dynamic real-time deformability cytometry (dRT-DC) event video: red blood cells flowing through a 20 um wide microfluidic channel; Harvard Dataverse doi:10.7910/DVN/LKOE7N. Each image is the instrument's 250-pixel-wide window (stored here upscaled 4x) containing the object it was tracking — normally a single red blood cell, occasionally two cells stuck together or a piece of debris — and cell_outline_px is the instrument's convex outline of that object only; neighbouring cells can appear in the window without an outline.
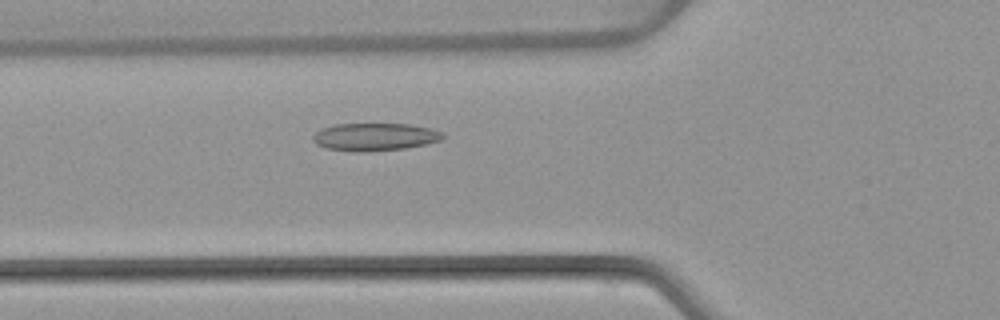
{"species": "common noctule bat (a hibernating species)", "species_latin": "Nyctalus noctula", "temperature_condition": "warm", "stored_images_in_passage": 34, "camera_frame_rate_fps": 3000, "um_per_image_px": 0.085, "animal": {"sex": "female", "body_mass_g": 22.7, "forearm_length_mm": 54.2}, "frame": {"image": 1, "passage_image": 15, "time_ms": 4.667, "image_size_px": [1000, 320], "cell_outline_px": [[444, 136], [440, 140], [428, 144], [404, 148], [368, 152], [356, 152], [324, 148], [316, 144], [312, 140], [312, 136], [320, 128], [336, 124], [408, 124], [432, 128], [444, 132]], "centroid_in_image_um": [31.85, 11.64], "position_along_channel_um": 94.0, "area_um2": 21.21}}
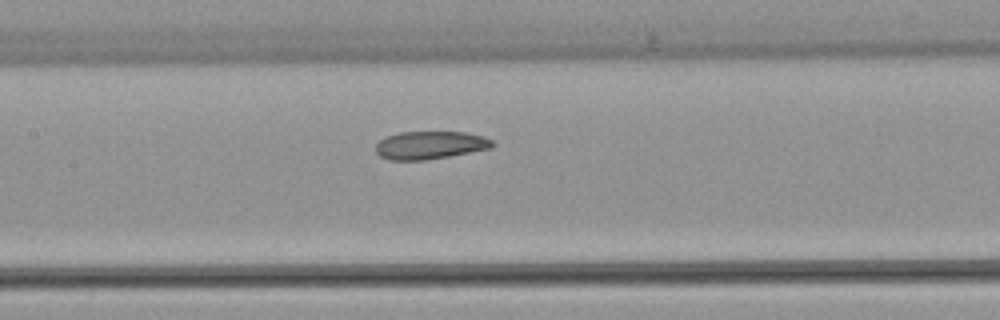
{"frame": {"image": 2, "passage_image": 21, "time_ms": 6.667, "image_size_px": [1000, 320], "cell_outline_px": [[496, 144], [492, 148], [428, 160], [388, 160], [380, 156], [376, 152], [376, 144], [380, 140], [388, 136], [400, 132], [464, 132], [484, 136], [492, 140]], "centroid_in_image_um": [36.58, 12.34], "position_along_channel_um": 170.8, "area_um2": 19.07}}
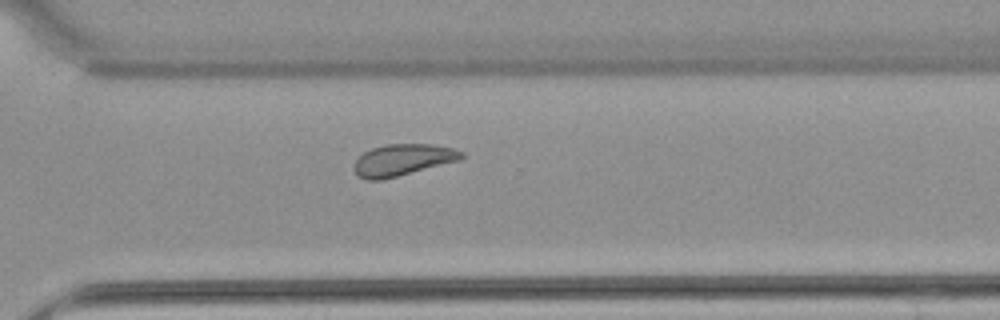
{"frame": {"image": 3, "passage_image": 34, "time_ms": 11.0, "image_size_px": [1000, 320], "cell_outline_px": [[464, 156], [460, 160], [380, 180], [364, 180], [356, 176], [352, 168], [356, 160], [364, 152], [372, 148], [384, 144], [432, 144], [452, 148], [464, 152]], "centroid_in_image_um": [34.18, 13.59], "position_along_channel_um": 336.4, "area_um2": 19.77}}